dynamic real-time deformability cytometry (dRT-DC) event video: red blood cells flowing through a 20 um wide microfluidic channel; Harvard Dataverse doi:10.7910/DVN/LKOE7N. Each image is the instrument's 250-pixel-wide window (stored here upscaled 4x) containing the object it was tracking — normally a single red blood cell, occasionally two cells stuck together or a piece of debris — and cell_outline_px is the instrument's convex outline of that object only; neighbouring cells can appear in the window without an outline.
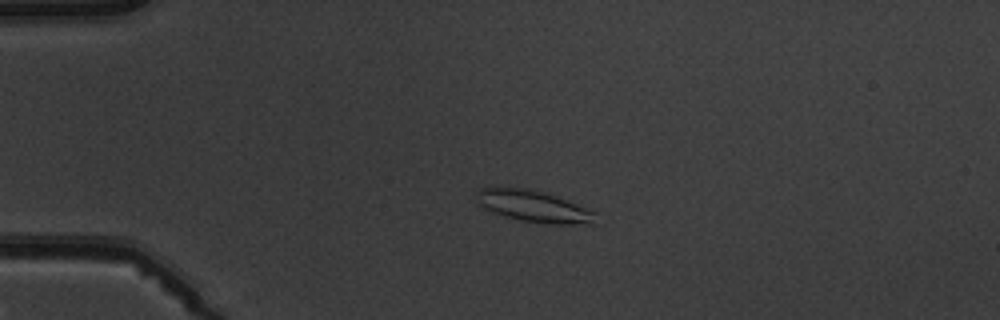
{"species": "common noctule bat (a hibernating species)", "species_latin": "Nyctalus noctula", "temperature_condition": "warm", "stored_images_in_passage": 5, "camera_frame_rate_fps": 3000, "um_per_image_px": 0.085, "animal": {"sex": "male", "body_mass_g": 19.5, "forearm_length_mm": 54.6}, "frame": {"image": 1, "passage_image": 4, "time_ms": 3.667, "image_size_px": [1000, 320], "cell_outline_px": [[596, 224], [548, 224], [520, 220], [504, 216], [492, 212], [476, 204], [476, 192], [480, 188], [528, 188], [544, 192], [556, 196], [596, 212]], "centroid_in_image_um": [45.35, 17.55], "position_along_channel_um": 39.7, "area_um2": 21.96}}